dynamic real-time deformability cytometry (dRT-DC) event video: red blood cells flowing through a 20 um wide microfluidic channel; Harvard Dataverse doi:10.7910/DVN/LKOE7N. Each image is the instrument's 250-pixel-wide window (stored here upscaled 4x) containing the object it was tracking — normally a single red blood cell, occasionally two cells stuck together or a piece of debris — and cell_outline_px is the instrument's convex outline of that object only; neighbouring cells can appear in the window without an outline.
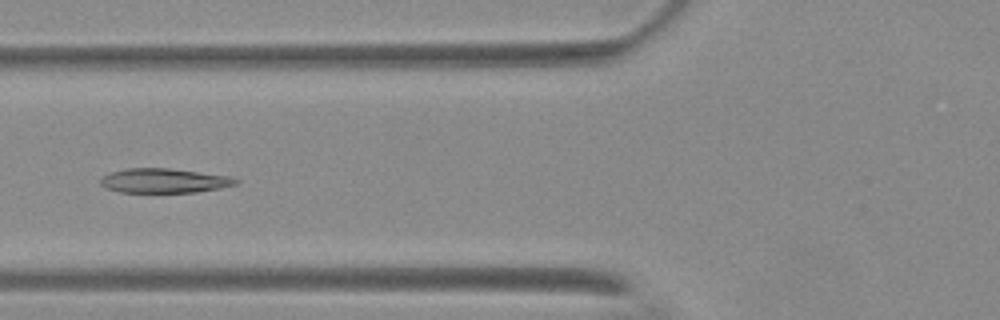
{"species": "Egyptian fruit bat (a non-hibernating species)", "species_latin": "Rousettus aegyptiacus", "temperature_condition": "warm", "stored_images_in_passage": 5, "camera_frame_rate_fps": 3000, "um_per_image_px": 0.085, "animal": {"sex": "female"}, "frame": {"image": 1, "passage_image": 5, "time_ms": 5.667, "image_size_px": [1000, 320], "cell_outline_px": [[240, 180], [236, 184], [220, 188], [196, 192], [120, 192], [104, 188], [100, 184], [100, 180], [104, 176], [112, 172], [128, 168], [168, 168], [228, 176]], "centroid_in_image_um": [13.93, 15.36], "position_along_channel_um": 111.9, "area_um2": 19.07}}